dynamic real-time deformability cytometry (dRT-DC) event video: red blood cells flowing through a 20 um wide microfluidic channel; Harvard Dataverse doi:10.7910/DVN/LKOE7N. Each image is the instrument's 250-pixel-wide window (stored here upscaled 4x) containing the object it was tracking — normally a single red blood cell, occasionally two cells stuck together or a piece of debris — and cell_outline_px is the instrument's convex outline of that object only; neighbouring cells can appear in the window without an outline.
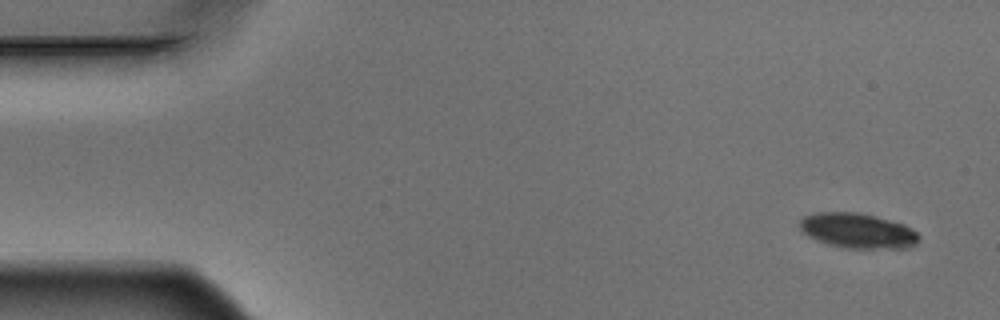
{"species": "Egyptian fruit bat (a non-hibernating species)", "species_latin": "Rousettus aegyptiacus", "temperature_condition": "warm", "stored_images_in_passage": 5, "camera_frame_rate_fps": 3000, "um_per_image_px": 0.085, "animal": {"sex": "male"}, "frame": {"image": 1, "passage_image": 1, "time_ms": 0.0, "image_size_px": [1000, 320], "cell_outline_px": [[920, 236], [912, 244], [900, 248], [840, 248], [828, 244], [808, 236], [800, 228], [800, 220], [804, 216], [816, 212], [856, 212], [876, 216], [900, 224], [916, 232]], "centroid_in_image_um": [72.82, 19.6], "position_along_channel_um": 12.2, "area_um2": 23.81}}
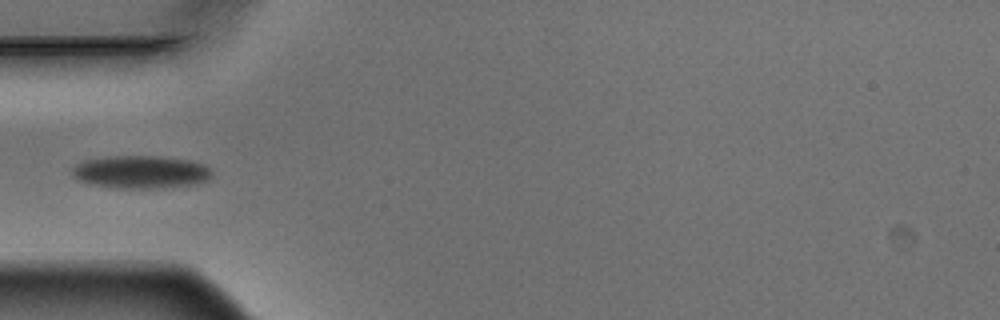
{"frame": {"image": 2, "passage_image": 5, "time_ms": 1.333, "image_size_px": [1000, 320], "cell_outline_px": [[212, 176], [208, 180], [196, 184], [156, 188], [116, 188], [92, 184], [80, 180], [72, 176], [72, 168], [76, 164], [84, 160], [108, 156], [160, 156], [188, 160], [204, 164], [212, 172]], "centroid_in_image_um": [11.97, 14.61], "position_along_channel_um": 73.0, "area_um2": 26.76}}